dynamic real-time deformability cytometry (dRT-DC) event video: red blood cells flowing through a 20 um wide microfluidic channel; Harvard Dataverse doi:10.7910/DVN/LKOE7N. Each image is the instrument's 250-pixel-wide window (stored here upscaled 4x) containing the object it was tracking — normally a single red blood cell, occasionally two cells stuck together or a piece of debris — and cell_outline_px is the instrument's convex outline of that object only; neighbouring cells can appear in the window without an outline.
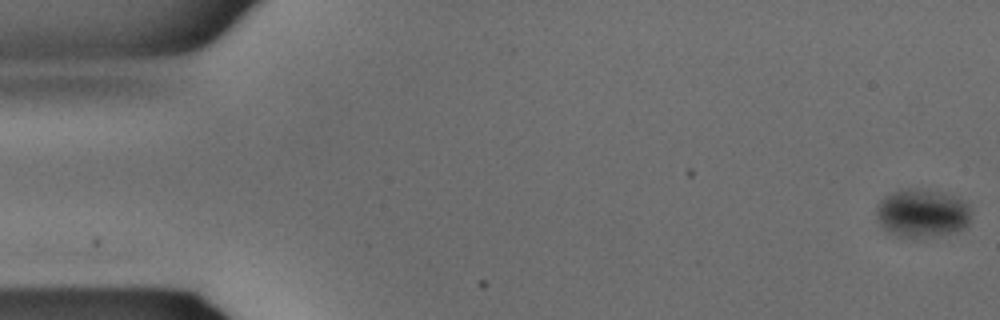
{"species": "common noctule bat (a hibernating species)", "species_latin": "Nyctalus noctula", "temperature_condition": "warm", "stored_images_in_passage": 36, "camera_frame_rate_fps": 3000, "um_per_image_px": 0.085, "animal": {"sex": "male", "body_mass_g": 15.6}, "frame": {"image": 1, "passage_image": 1, "time_ms": 0.0, "image_size_px": [1000, 320], "cell_outline_px": [[968, 228], [956, 232], [932, 236], [896, 236], [884, 228], [880, 224], [876, 216], [876, 204], [884, 196], [892, 192], [908, 188], [936, 192], [952, 196], [968, 204]], "centroid_in_image_um": [78.33, 18.13], "position_along_channel_um": 6.7, "area_um2": 26.18}}
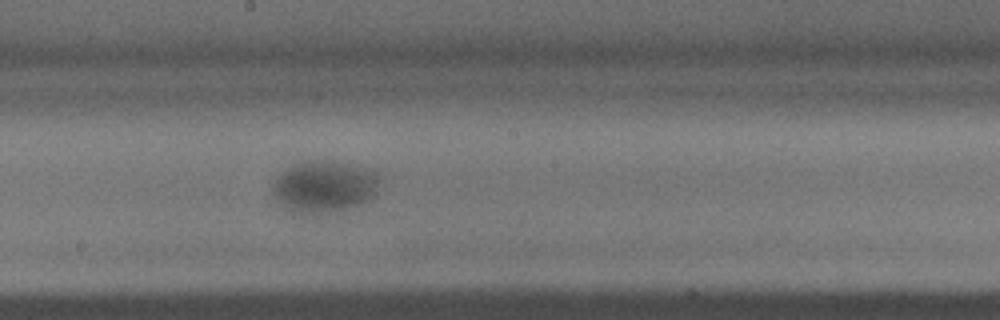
{"frame": {"image": 2, "passage_image": 20, "time_ms": 6.333, "image_size_px": [1000, 320], "cell_outline_px": [[376, 196], [356, 208], [316, 216], [300, 216], [288, 212], [276, 200], [272, 192], [272, 184], [280, 172], [304, 160], [332, 160], [360, 164], [372, 168], [376, 172]], "centroid_in_image_um": [27.55, 15.9], "position_along_channel_um": 220.7, "area_um2": 33.99}}
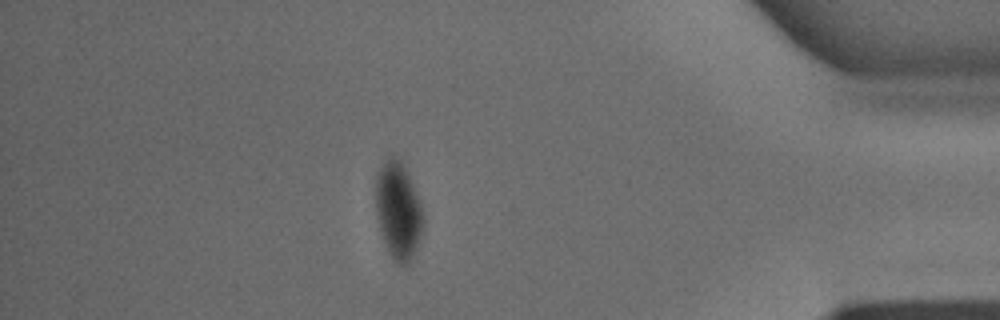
{"frame": {"image": 3, "passage_image": 32, "time_ms": 10.333, "image_size_px": [1000, 320], "cell_outline_px": [[424, 224], [416, 248], [408, 260], [404, 264], [400, 264], [392, 256], [384, 240], [380, 228], [376, 212], [376, 176], [380, 168], [392, 156], [396, 156], [404, 164], [420, 204], [424, 216]], "centroid_in_image_um": [33.85, 17.85], "position_along_channel_um": 401.3, "area_um2": 25.89}}